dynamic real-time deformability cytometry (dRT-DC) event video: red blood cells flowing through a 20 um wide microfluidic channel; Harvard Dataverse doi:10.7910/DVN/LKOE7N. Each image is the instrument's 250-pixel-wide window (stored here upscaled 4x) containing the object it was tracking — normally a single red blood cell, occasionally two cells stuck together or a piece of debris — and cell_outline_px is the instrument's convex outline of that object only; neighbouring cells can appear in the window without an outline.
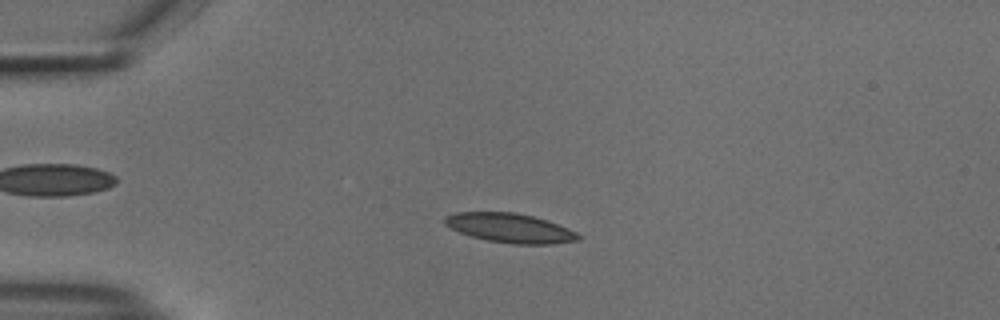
{"species": "common noctule bat (a hibernating species)", "species_latin": "Nyctalus noctula", "temperature_condition": "cold", "stored_images_in_passage": 53, "camera_frame_rate_fps": 3000, "um_per_image_px": 0.085, "animal": {"sex": "male", "body_mass_g": 18.8}, "frame": {"image": 1, "passage_image": 13, "time_ms": 4.0, "image_size_px": [1000, 320], "cell_outline_px": [[580, 240], [552, 244], [512, 244], [488, 240], [472, 236], [460, 232], [444, 224], [444, 216], [456, 212], [516, 212], [532, 216], [568, 228], [576, 232], [580, 236]], "centroid_in_image_um": [43.34, 19.38], "position_along_channel_um": 41.7, "area_um2": 22.6}}
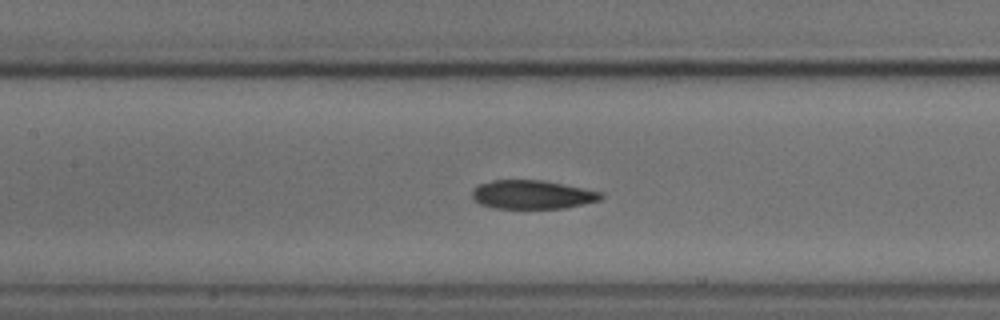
{"frame": {"image": 2, "passage_image": 25, "time_ms": 8.0, "image_size_px": [1000, 320], "cell_outline_px": [[604, 196], [600, 200], [584, 204], [564, 208], [492, 208], [480, 204], [472, 196], [472, 192], [480, 184], [492, 180], [544, 180], [584, 188], [600, 192]], "centroid_in_image_um": [45.26, 16.54], "position_along_channel_um": 162.1, "area_um2": 21.44}}
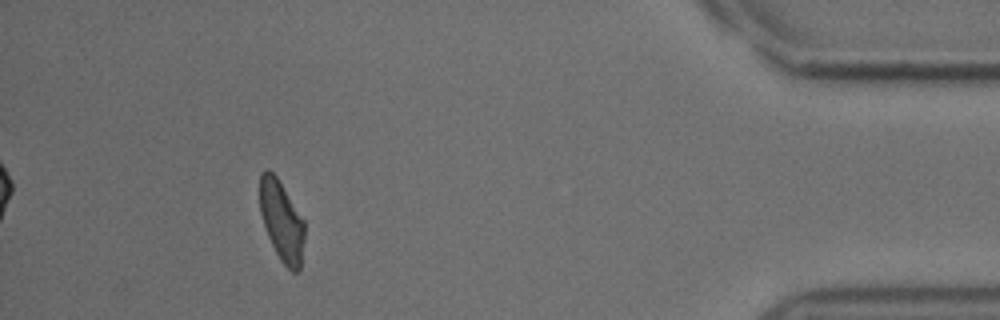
{"frame": {"image": 3, "passage_image": 49, "time_ms": 16.0, "image_size_px": [1000, 320], "cell_outline_px": [[304, 240], [300, 268], [296, 272], [292, 272], [280, 260], [268, 236], [260, 212], [260, 172], [268, 168], [276, 176], [304, 220]], "centroid_in_image_um": [23.94, 18.78], "position_along_channel_um": 411.3, "area_um2": 20.69}, "authors_computed_cell_mechanics": {"area_um2": 22.3686, "velocity_mm_per_s": 3.7655, "shape_relaxation_time_tau1_ms": 9.1052, "shape_relaxation_time_tau2_ms": 5.6427, "deformation_change_tau1": 0.1825, "deformation_change_tau2": 0.1056}}